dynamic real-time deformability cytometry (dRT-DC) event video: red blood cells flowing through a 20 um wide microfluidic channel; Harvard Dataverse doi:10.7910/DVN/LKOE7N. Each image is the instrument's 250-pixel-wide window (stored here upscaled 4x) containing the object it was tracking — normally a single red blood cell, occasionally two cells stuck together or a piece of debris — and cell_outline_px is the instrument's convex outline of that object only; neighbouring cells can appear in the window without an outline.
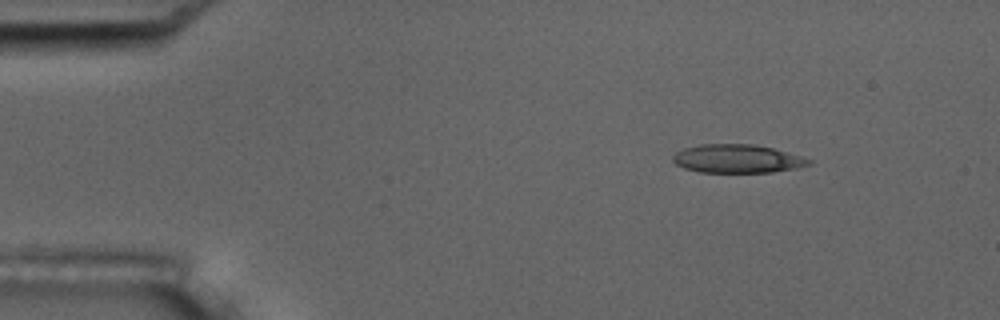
{"species": "common noctule bat (a hibernating species)", "species_latin": "Nyctalus noctula", "temperature_condition": "room temperature", "stored_images_in_passage": 4, "camera_frame_rate_fps": 3000, "um_per_image_px": 0.085, "animal": {"sex": "male", "body_mass_g": 17.5, "forearm_length_mm": 52.3}, "frame": {"image": 1, "passage_image": 2, "time_ms": 1.333, "image_size_px": [1000, 320], "cell_outline_px": [[812, 164], [796, 168], [772, 172], [700, 172], [684, 168], [676, 164], [672, 160], [672, 156], [676, 152], [684, 148], [700, 144], [752, 144], [772, 148], [800, 156], [812, 160]], "centroid_in_image_um": [62.64, 13.49], "position_along_channel_um": 22.4, "area_um2": 22.43}}